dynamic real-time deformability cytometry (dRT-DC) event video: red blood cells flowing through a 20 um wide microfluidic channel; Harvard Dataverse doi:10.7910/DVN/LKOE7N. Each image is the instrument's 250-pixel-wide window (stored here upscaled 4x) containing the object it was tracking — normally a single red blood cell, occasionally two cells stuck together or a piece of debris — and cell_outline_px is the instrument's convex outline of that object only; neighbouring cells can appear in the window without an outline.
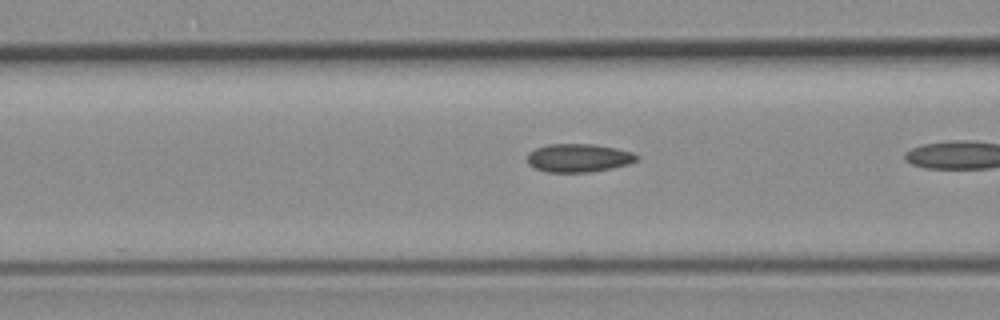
{"species": "common noctule bat (a hibernating species)", "species_latin": "Nyctalus noctula", "temperature_condition": "room temperature", "stored_images_in_passage": 19, "camera_frame_rate_fps": 3000, "um_per_image_px": 0.085, "animal": {"sex": "female", "body_mass_g": 19.3, "forearm_length_mm": 54.1}, "frame": {"image": 1, "passage_image": 17, "time_ms": 5.333, "image_size_px": [1000, 320], "cell_outline_px": [[640, 160], [628, 164], [612, 168], [592, 172], [548, 172], [536, 168], [528, 164], [528, 152], [536, 148], [548, 144], [596, 144], [616, 148], [632, 152], [640, 156]], "centroid_in_image_um": [49.22, 13.42], "position_along_channel_um": 117.4, "area_um2": 18.21}}